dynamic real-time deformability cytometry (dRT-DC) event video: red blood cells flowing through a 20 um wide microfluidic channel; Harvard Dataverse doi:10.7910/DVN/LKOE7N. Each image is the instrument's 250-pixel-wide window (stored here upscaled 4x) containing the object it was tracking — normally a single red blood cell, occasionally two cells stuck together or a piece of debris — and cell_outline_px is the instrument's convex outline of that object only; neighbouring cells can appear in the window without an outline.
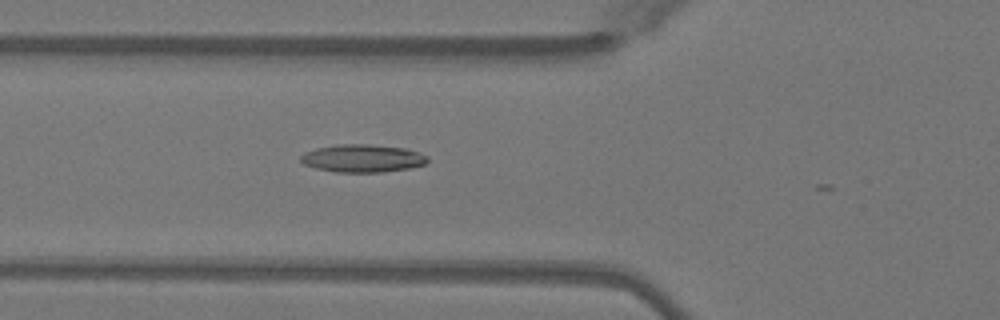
{"species": "Egyptian fruit bat (a non-hibernating species)", "species_latin": "Rousettus aegyptiacus", "temperature_condition": "warm", "stored_images_in_passage": 20, "camera_frame_rate_fps": 3000, "um_per_image_px": 0.085, "animal": {"sex": "female"}, "frame": {"image": 1, "passage_image": 19, "time_ms": 6.0, "image_size_px": [1000, 320], "cell_outline_px": [[428, 160], [424, 164], [408, 168], [384, 172], [336, 172], [316, 168], [304, 164], [300, 160], [300, 156], [316, 148], [336, 144], [368, 144], [404, 148], [428, 156]], "centroid_in_image_um": [30.8, 13.46], "position_along_channel_um": 95.0, "area_um2": 20.35}}